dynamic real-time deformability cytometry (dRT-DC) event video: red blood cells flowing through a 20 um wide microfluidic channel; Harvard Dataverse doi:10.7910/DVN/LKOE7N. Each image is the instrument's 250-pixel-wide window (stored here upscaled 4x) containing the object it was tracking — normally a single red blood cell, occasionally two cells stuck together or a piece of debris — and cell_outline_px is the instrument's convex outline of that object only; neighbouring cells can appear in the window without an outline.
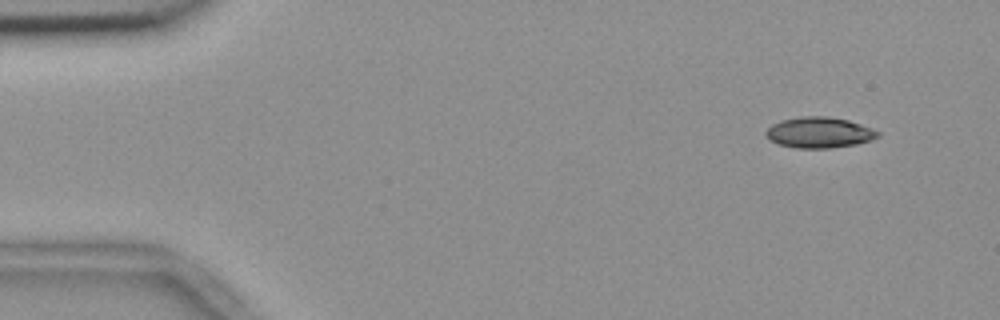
{"species": "common noctule bat (a hibernating species)", "species_latin": "Nyctalus noctula", "temperature_condition": "room temperature", "stored_images_in_passage": 51, "camera_frame_rate_fps": 3000, "um_per_image_px": 0.085, "animal": {"sex": "female", "body_mass_g": 18.4}, "frame": {"image": 1, "passage_image": 1, "time_ms": 0.0, "image_size_px": [1000, 320], "cell_outline_px": [[880, 136], [872, 140], [856, 144], [828, 148], [796, 148], [780, 144], [772, 140], [764, 132], [772, 124], [780, 120], [804, 116], [828, 116], [848, 120], [872, 128], [880, 132]], "centroid_in_image_um": [69.67, 11.25], "position_along_channel_um": 15.3, "area_um2": 20.0}}
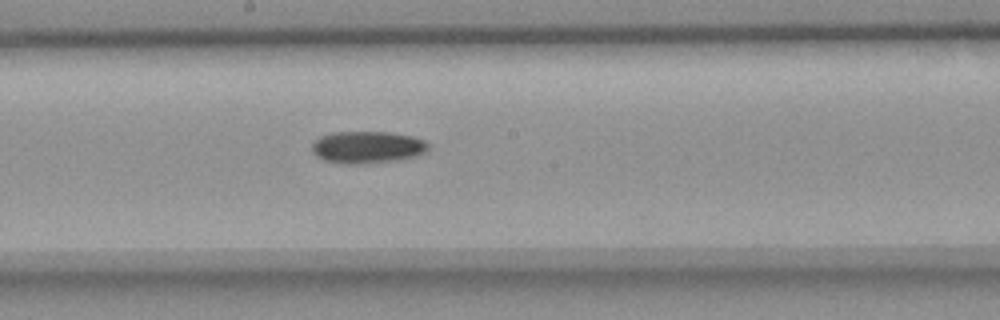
{"frame": {"image": 2, "passage_image": 26, "time_ms": 8.333, "image_size_px": [1000, 320], "cell_outline_px": [[428, 148], [424, 152], [416, 156], [396, 160], [368, 164], [340, 164], [324, 160], [316, 156], [312, 152], [312, 144], [320, 136], [332, 132], [388, 132], [412, 136], [424, 140], [428, 144]], "centroid_in_image_um": [31.19, 12.52], "position_along_channel_um": 217.0, "area_um2": 21.91}}
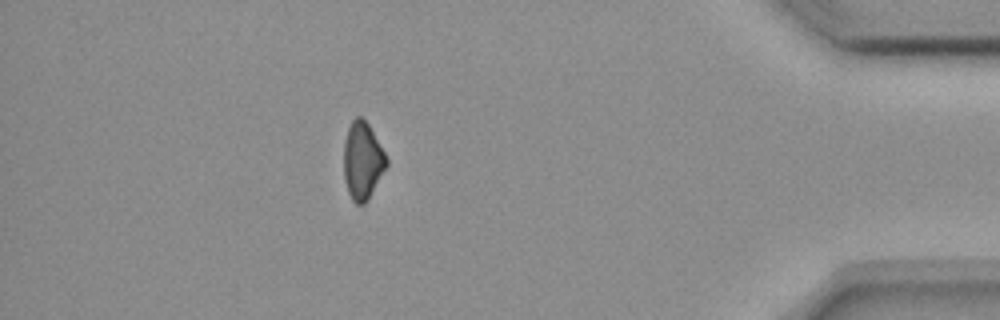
{"frame": {"image": 3, "passage_image": 45, "time_ms": 14.667, "image_size_px": [1000, 320], "cell_outline_px": [[388, 164], [368, 200], [364, 204], [356, 204], [352, 200], [348, 192], [344, 180], [344, 140], [348, 128], [352, 120], [356, 116], [360, 116], [368, 124], [384, 152], [388, 160]], "centroid_in_image_um": [30.8, 13.68], "position_along_channel_um": 404.4, "area_um2": 19.19}}